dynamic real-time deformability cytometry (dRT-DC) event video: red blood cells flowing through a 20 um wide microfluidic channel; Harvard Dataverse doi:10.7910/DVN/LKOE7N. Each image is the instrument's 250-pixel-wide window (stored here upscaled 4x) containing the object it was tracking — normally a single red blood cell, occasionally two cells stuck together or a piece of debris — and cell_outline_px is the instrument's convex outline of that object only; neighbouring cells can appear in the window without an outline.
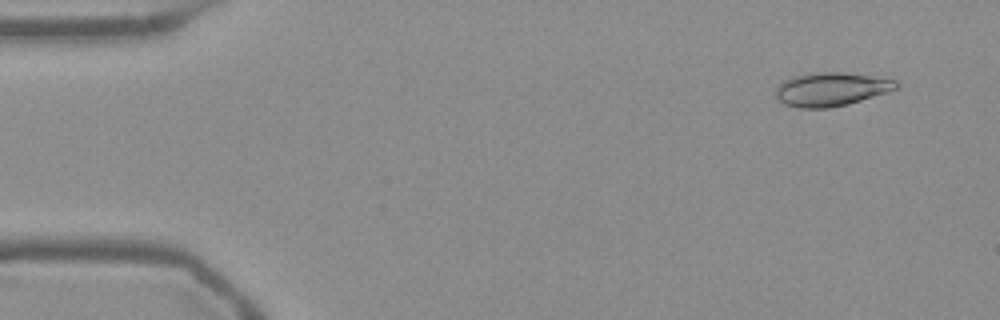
{"species": "Egyptian fruit bat (a non-hibernating species)", "species_latin": "Rousettus aegyptiacus", "temperature_condition": "warm", "stored_images_in_passage": 53, "camera_frame_rate_fps": 3000, "um_per_image_px": 0.085, "frame": {"image": 1, "passage_image": 4, "time_ms": 1.0, "image_size_px": [1000, 320], "cell_outline_px": [[900, 84], [896, 88], [848, 104], [828, 108], [800, 108], [784, 104], [776, 96], [776, 88], [784, 80], [808, 72], [840, 72], [896, 80]], "centroid_in_image_um": [70.6, 7.58], "position_along_channel_um": 14.4, "area_um2": 23.18}}
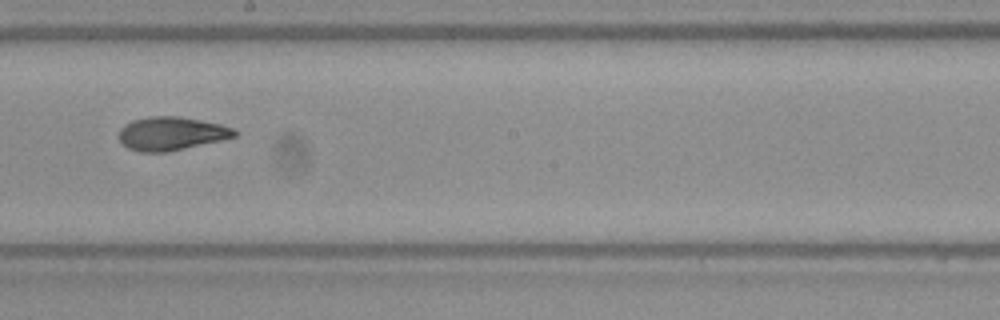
{"frame": {"image": 2, "passage_image": 30, "time_ms": 9.667, "image_size_px": [1000, 320], "cell_outline_px": [[236, 136], [220, 140], [168, 152], [140, 152], [128, 148], [120, 140], [120, 128], [124, 124], [132, 120], [148, 116], [180, 116], [220, 124], [232, 128], [236, 132]], "centroid_in_image_um": [14.53, 11.34], "position_along_channel_um": 233.7, "area_um2": 22.37}}
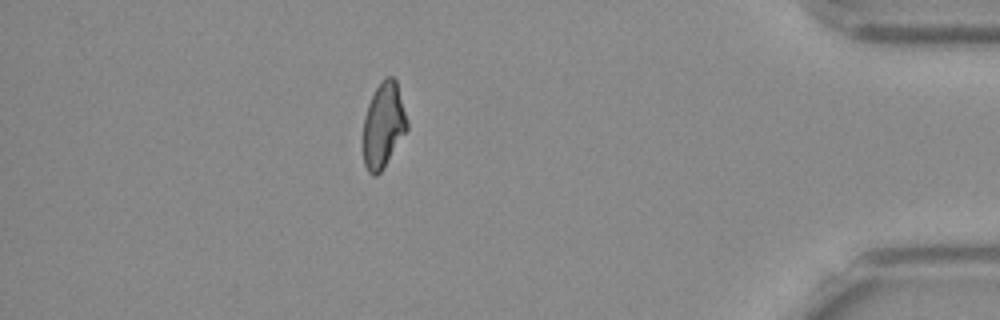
{"frame": {"image": 3, "passage_image": 47, "time_ms": 15.333, "image_size_px": [1000, 320], "cell_outline_px": [[408, 128], [384, 168], [376, 176], [372, 176], [368, 172], [364, 164], [364, 116], [368, 104], [380, 80], [384, 76], [392, 76], [396, 80], [408, 120]], "centroid_in_image_um": [32.6, 10.63], "position_along_channel_um": 402.6, "area_um2": 21.85}, "authors_computed_cell_mechanics": {"area_um2": 22.5998, "velocity_mm_per_s": 3.7848, "shape_relaxation_time_tau1_ms": null, "shape_relaxation_time_tau2_ms": 1.7733, "deformation_change_tau1": null, "deformation_change_tau2": 0.0688}}